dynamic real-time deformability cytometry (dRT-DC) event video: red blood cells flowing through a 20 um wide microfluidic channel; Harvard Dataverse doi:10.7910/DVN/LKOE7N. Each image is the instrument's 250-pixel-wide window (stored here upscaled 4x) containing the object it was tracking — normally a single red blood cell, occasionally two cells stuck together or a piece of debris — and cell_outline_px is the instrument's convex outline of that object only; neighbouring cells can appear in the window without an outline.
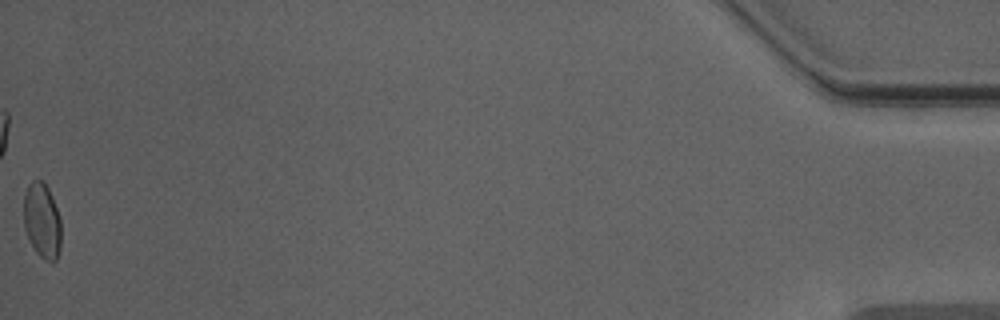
{"species": "Egyptian fruit bat (a non-hibernating species)", "species_latin": "Rousettus aegyptiacus", "temperature_condition": "warm", "stored_images_in_passage": 49, "camera_frame_rate_fps": 3000, "um_per_image_px": 0.085, "animal": {"sex": "male"}, "frame": {"image": 1, "passage_image": 49, "time_ms": 16.0, "image_size_px": [1000, 320], "cell_outline_px": [[60, 248], [56, 260], [44, 260], [36, 252], [24, 228], [24, 192], [28, 184], [32, 180], [40, 180], [48, 188], [52, 196], [60, 220]], "centroid_in_image_um": [3.56, 18.74], "position_along_channel_um": 431.6, "area_um2": 16.18}, "authors_computed_cell_mechanics": {"area_um2": 16.7042, "velocity_mm_per_s": 3.9649, "shape_relaxation_time_tau1_ms": 3.9477, "shape_relaxation_time_tau2_ms": null, "deformation_change_tau1": 0.0964, "deformation_change_tau2": null}}